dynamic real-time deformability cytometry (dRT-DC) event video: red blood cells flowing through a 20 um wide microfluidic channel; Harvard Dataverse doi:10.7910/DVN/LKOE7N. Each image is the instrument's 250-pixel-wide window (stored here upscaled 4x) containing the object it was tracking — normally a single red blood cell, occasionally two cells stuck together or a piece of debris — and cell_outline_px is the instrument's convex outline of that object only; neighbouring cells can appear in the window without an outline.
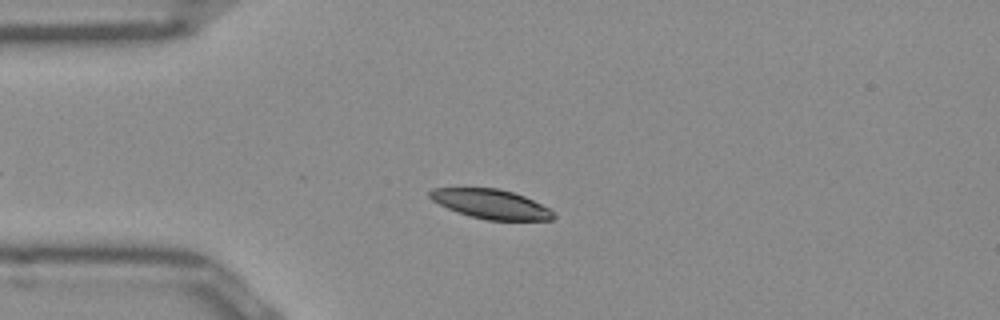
{"species": "Egyptian fruit bat (a non-hibernating species)", "species_latin": "Rousettus aegyptiacus", "temperature_condition": "room temperature", "stored_images_in_passage": 46, "camera_frame_rate_fps": 3000, "um_per_image_px": 0.085, "frame": {"image": 1, "passage_image": 11, "time_ms": 3.333, "image_size_px": [1000, 320], "cell_outline_px": [[556, 216], [552, 220], [488, 220], [468, 216], [456, 212], [432, 200], [428, 196], [428, 192], [432, 188], [500, 188], [524, 196], [556, 212]], "centroid_in_image_um": [41.73, 17.35], "position_along_channel_um": 43.3, "area_um2": 21.21}}
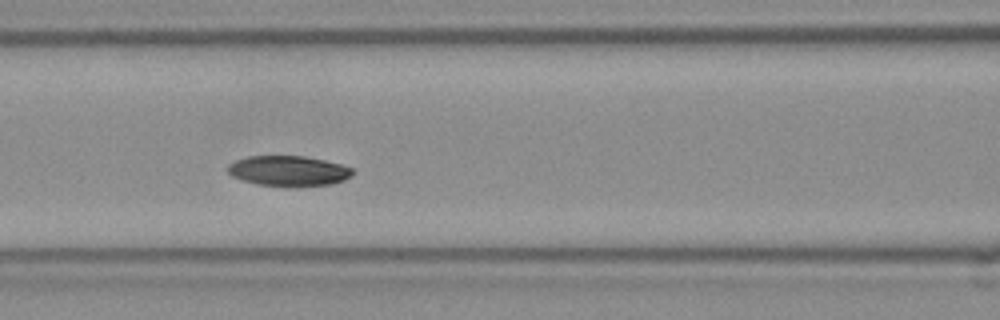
{"frame": {"image": 2, "passage_image": 20, "time_ms": 6.333, "image_size_px": [1000, 320], "cell_outline_px": [[356, 172], [352, 176], [344, 180], [332, 184], [296, 188], [284, 188], [256, 184], [240, 180], [232, 176], [228, 172], [228, 164], [236, 160], [248, 156], [304, 156], [324, 160], [340, 164], [352, 168]], "centroid_in_image_um": [24.54, 14.56], "position_along_channel_um": 142.1, "area_um2": 22.72}}
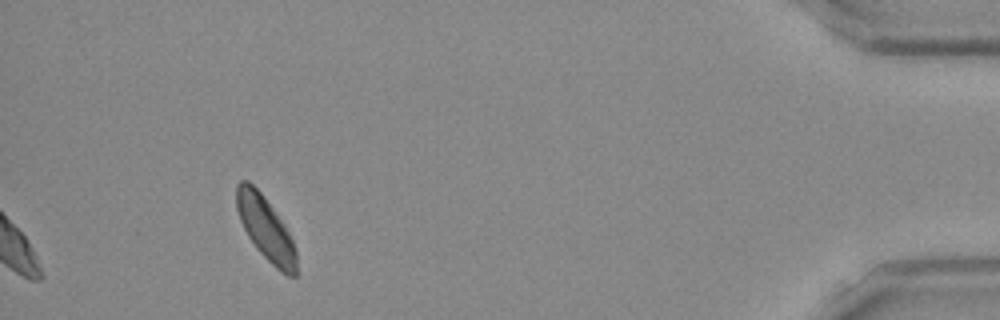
{"frame": {"image": 3, "passage_image": 46, "time_ms": 15.0, "image_size_px": [1000, 320], "cell_outline_px": [[296, 276], [288, 276], [280, 272], [256, 248], [248, 236], [240, 220], [236, 208], [236, 184], [240, 180], [248, 180], [264, 196], [284, 224], [292, 240], [296, 252]], "centroid_in_image_um": [22.56, 19.4], "position_along_channel_um": 412.6, "area_um2": 21.96}, "authors_computed_cell_mechanics": {"area_um2": 22.1085, "velocity_mm_per_s": 3.9046, "shape_relaxation_time_tau1_ms": 2.2976, "shape_relaxation_time_tau2_ms": null, "deformation_change_tau1": 0.0817, "deformation_change_tau2": null}}